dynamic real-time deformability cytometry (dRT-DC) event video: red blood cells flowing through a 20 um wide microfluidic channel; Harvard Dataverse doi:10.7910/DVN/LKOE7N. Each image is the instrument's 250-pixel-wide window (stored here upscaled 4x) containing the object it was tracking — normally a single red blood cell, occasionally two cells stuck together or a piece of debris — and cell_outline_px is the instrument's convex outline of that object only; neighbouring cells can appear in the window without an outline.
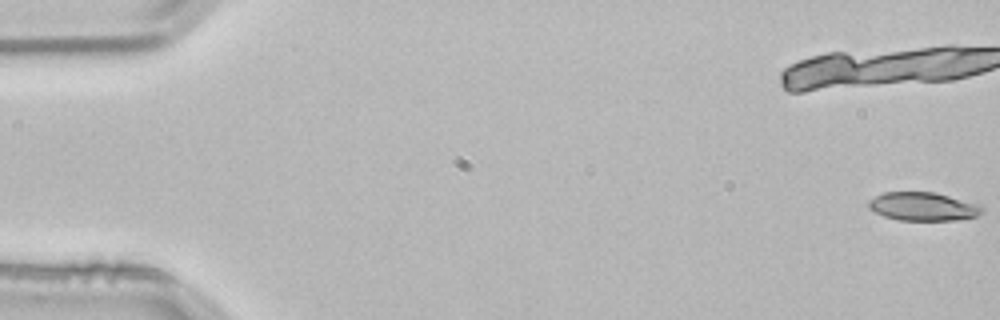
{"species": "common noctule bat (a hibernating species)", "species_latin": "Nyctalus noctula", "temperature_condition": "room temperature", "stored_images_in_passage": 12, "camera_frame_rate_fps": 3000, "um_per_image_px": 0.085, "animal": {"sex": "male", "body_mass_g": 21.5, "forearm_length_mm": 52.0}, "frame": {"image": 1, "passage_image": 1, "time_ms": 0.0, "image_size_px": [1000, 320], "cell_outline_px": [[984, 212], [976, 216], [956, 220], [900, 220], [884, 216], [868, 208], [868, 200], [884, 192], [936, 192], [980, 204], [984, 208]], "centroid_in_image_um": [78.49, 17.55], "position_along_channel_um": 6.5, "area_um2": 18.9}}